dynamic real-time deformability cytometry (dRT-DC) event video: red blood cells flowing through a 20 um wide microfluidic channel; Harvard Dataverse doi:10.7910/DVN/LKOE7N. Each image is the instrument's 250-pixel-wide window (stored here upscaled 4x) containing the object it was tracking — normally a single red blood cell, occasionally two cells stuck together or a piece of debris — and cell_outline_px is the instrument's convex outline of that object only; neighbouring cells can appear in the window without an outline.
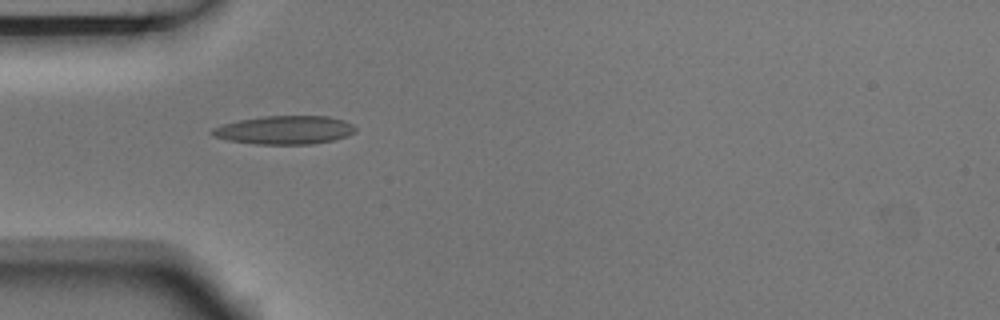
{"species": "Egyptian fruit bat (a non-hibernating species)", "species_latin": "Rousettus aegyptiacus", "temperature_condition": "room temperature", "stored_images_in_passage": 4, "camera_frame_rate_fps": 3000, "um_per_image_px": 0.085, "animal": {"sex": "male"}, "frame": {"image": 1, "passage_image": 1, "time_ms": 0.0, "image_size_px": [1000, 320], "cell_outline_px": [[356, 132], [332, 140], [312, 144], [256, 144], [228, 140], [212, 136], [208, 132], [212, 128], [224, 124], [240, 120], [264, 116], [328, 116], [344, 120], [352, 124], [356, 128]], "centroid_in_image_um": [24.17, 11.05], "position_along_channel_um": 60.8, "area_um2": 23.7}}
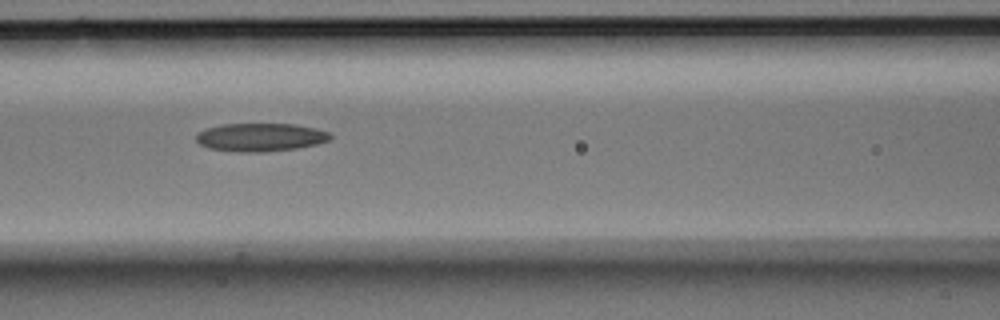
{"frame": {"image": 2, "passage_image": 3, "time_ms": 0.667, "image_size_px": [1000, 320], "cell_outline_px": [[332, 140], [316, 144], [296, 148], [264, 152], [240, 152], [208, 148], [200, 144], [196, 140], [196, 136], [200, 132], [208, 128], [224, 124], [292, 124], [316, 128], [328, 132], [332, 136]], "centroid_in_image_um": [22.17, 11.67], "position_along_channel_um": 144.4, "area_um2": 21.91}}
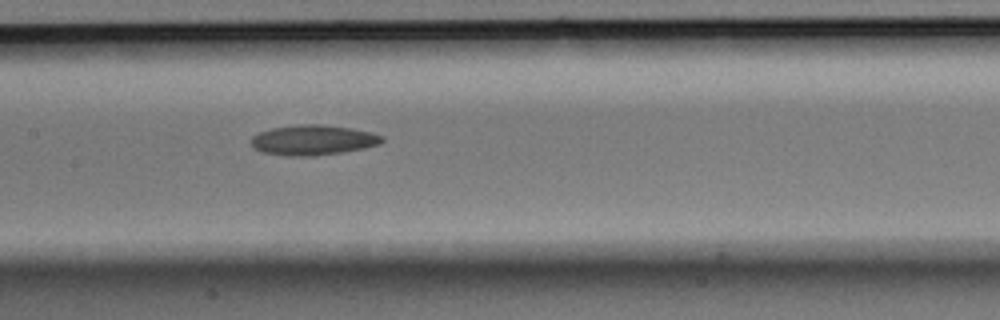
{"frame": {"image": 3, "passage_image": 4, "time_ms": 1.0, "image_size_px": [1000, 320], "cell_outline_px": [[384, 140], [380, 144], [364, 148], [340, 152], [312, 156], [288, 156], [260, 152], [252, 144], [252, 136], [260, 132], [272, 128], [296, 124], [320, 124], [352, 128], [372, 132], [384, 136]], "centroid_in_image_um": [26.63, 11.89], "position_along_channel_um": 180.8, "area_um2": 23.0}}